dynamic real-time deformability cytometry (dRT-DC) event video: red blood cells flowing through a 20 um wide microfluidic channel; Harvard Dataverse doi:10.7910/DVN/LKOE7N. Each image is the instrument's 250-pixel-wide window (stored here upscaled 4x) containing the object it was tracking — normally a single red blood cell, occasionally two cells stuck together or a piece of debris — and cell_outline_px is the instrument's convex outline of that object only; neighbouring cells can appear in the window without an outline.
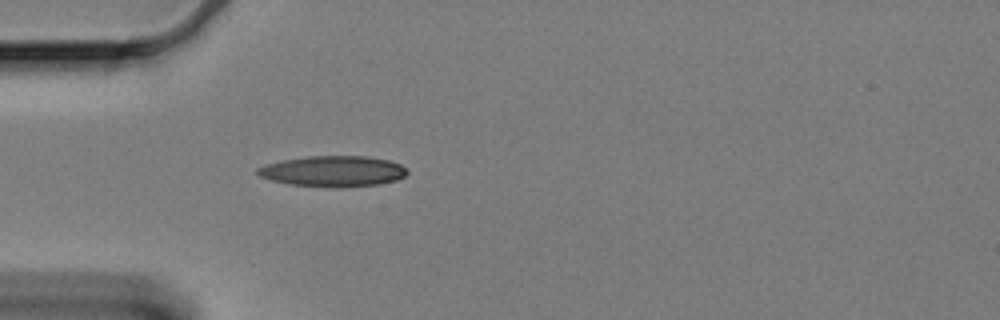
{"species": "Egyptian fruit bat (a non-hibernating species)", "species_latin": "Rousettus aegyptiacus", "temperature_condition": "cold", "stored_images_in_passage": 43, "camera_frame_rate_fps": 3000, "um_per_image_px": 0.085, "animal": {"sex": "female"}, "frame": {"image": 1, "passage_image": 1, "time_ms": 0.0, "image_size_px": [1000, 320], "cell_outline_px": [[408, 172], [404, 176], [396, 180], [376, 184], [336, 188], [288, 184], [272, 180], [260, 176], [256, 172], [256, 168], [268, 164], [284, 160], [308, 156], [368, 156], [388, 160], [400, 164]], "centroid_in_image_um": [28.3, 14.55], "position_along_channel_um": 56.7, "area_um2": 26.65}}
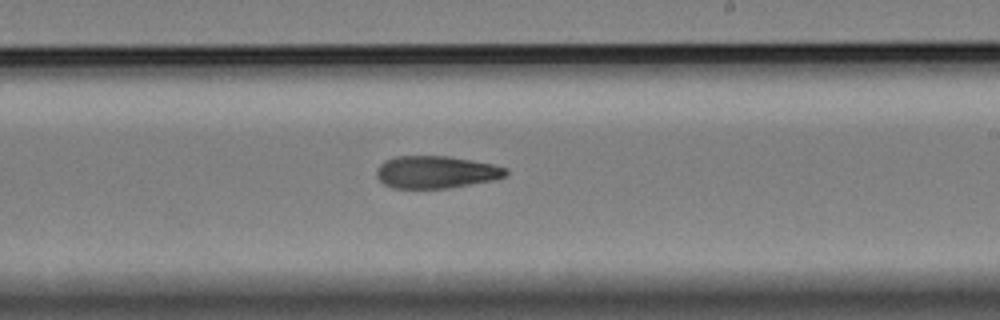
{"frame": {"image": 2, "passage_image": 19, "time_ms": 6.0, "image_size_px": [1000, 320], "cell_outline_px": [[508, 172], [504, 176], [492, 180], [448, 188], [392, 188], [384, 184], [376, 176], [376, 168], [384, 160], [396, 156], [448, 156], [492, 164], [508, 168]], "centroid_in_image_um": [37.02, 14.62], "position_along_channel_um": 252.0, "area_um2": 24.33}}
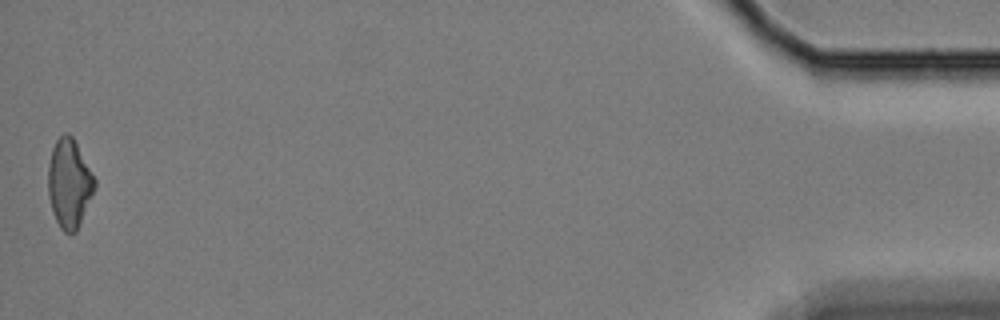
{"frame": {"image": 3, "passage_image": 43, "time_ms": 14.0, "image_size_px": [1000, 320], "cell_outline_px": [[96, 188], [76, 232], [64, 232], [60, 228], [52, 212], [48, 196], [48, 164], [52, 148], [56, 140], [64, 132], [68, 132], [72, 136], [96, 180]], "centroid_in_image_um": [5.88, 15.59], "position_along_channel_um": 429.3, "area_um2": 24.1}, "authors_computed_cell_mechanics": {"area_um2": 24.854, "velocity_mm_per_s": 3.3319, "shape_relaxation_time_tau1_ms": null, "shape_relaxation_time_tau2_ms": 6.8098, "deformation_change_tau1": null, "deformation_change_tau2": 0.1674}}